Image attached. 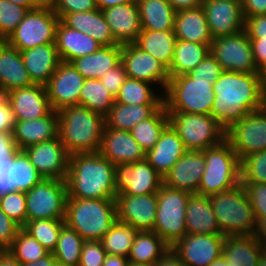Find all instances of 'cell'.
Returning a JSON list of instances; mask_svg holds the SVG:
<instances>
[{
	"label": "cell",
	"instance_id": "obj_77",
	"mask_svg": "<svg viewBox=\"0 0 266 266\" xmlns=\"http://www.w3.org/2000/svg\"><path fill=\"white\" fill-rule=\"evenodd\" d=\"M46 266H65V265L56 262V263H46Z\"/></svg>",
	"mask_w": 266,
	"mask_h": 266
},
{
	"label": "cell",
	"instance_id": "obj_30",
	"mask_svg": "<svg viewBox=\"0 0 266 266\" xmlns=\"http://www.w3.org/2000/svg\"><path fill=\"white\" fill-rule=\"evenodd\" d=\"M55 44L60 61L65 62L91 54L102 46L89 35L67 27L61 20L57 25Z\"/></svg>",
	"mask_w": 266,
	"mask_h": 266
},
{
	"label": "cell",
	"instance_id": "obj_41",
	"mask_svg": "<svg viewBox=\"0 0 266 266\" xmlns=\"http://www.w3.org/2000/svg\"><path fill=\"white\" fill-rule=\"evenodd\" d=\"M114 103L115 97L103 86L99 79H85L80 90V106L87 107L105 118Z\"/></svg>",
	"mask_w": 266,
	"mask_h": 266
},
{
	"label": "cell",
	"instance_id": "obj_20",
	"mask_svg": "<svg viewBox=\"0 0 266 266\" xmlns=\"http://www.w3.org/2000/svg\"><path fill=\"white\" fill-rule=\"evenodd\" d=\"M202 7L213 38L244 30L241 0H203Z\"/></svg>",
	"mask_w": 266,
	"mask_h": 266
},
{
	"label": "cell",
	"instance_id": "obj_11",
	"mask_svg": "<svg viewBox=\"0 0 266 266\" xmlns=\"http://www.w3.org/2000/svg\"><path fill=\"white\" fill-rule=\"evenodd\" d=\"M59 21L52 8L29 10L5 41L20 51L46 43H55Z\"/></svg>",
	"mask_w": 266,
	"mask_h": 266
},
{
	"label": "cell",
	"instance_id": "obj_29",
	"mask_svg": "<svg viewBox=\"0 0 266 266\" xmlns=\"http://www.w3.org/2000/svg\"><path fill=\"white\" fill-rule=\"evenodd\" d=\"M21 56L34 84L45 85L60 62L55 43H46L23 50Z\"/></svg>",
	"mask_w": 266,
	"mask_h": 266
},
{
	"label": "cell",
	"instance_id": "obj_64",
	"mask_svg": "<svg viewBox=\"0 0 266 266\" xmlns=\"http://www.w3.org/2000/svg\"><path fill=\"white\" fill-rule=\"evenodd\" d=\"M152 266H186L171 250Z\"/></svg>",
	"mask_w": 266,
	"mask_h": 266
},
{
	"label": "cell",
	"instance_id": "obj_52",
	"mask_svg": "<svg viewBox=\"0 0 266 266\" xmlns=\"http://www.w3.org/2000/svg\"><path fill=\"white\" fill-rule=\"evenodd\" d=\"M243 185L255 218H266V184L257 182H241Z\"/></svg>",
	"mask_w": 266,
	"mask_h": 266
},
{
	"label": "cell",
	"instance_id": "obj_74",
	"mask_svg": "<svg viewBox=\"0 0 266 266\" xmlns=\"http://www.w3.org/2000/svg\"><path fill=\"white\" fill-rule=\"evenodd\" d=\"M261 75H262L263 86L264 88H266V68H264V70L261 71Z\"/></svg>",
	"mask_w": 266,
	"mask_h": 266
},
{
	"label": "cell",
	"instance_id": "obj_31",
	"mask_svg": "<svg viewBox=\"0 0 266 266\" xmlns=\"http://www.w3.org/2000/svg\"><path fill=\"white\" fill-rule=\"evenodd\" d=\"M174 34L177 40L211 45V36L203 7L184 9L175 14Z\"/></svg>",
	"mask_w": 266,
	"mask_h": 266
},
{
	"label": "cell",
	"instance_id": "obj_39",
	"mask_svg": "<svg viewBox=\"0 0 266 266\" xmlns=\"http://www.w3.org/2000/svg\"><path fill=\"white\" fill-rule=\"evenodd\" d=\"M210 53V45L177 40L168 69L169 77L187 74Z\"/></svg>",
	"mask_w": 266,
	"mask_h": 266
},
{
	"label": "cell",
	"instance_id": "obj_13",
	"mask_svg": "<svg viewBox=\"0 0 266 266\" xmlns=\"http://www.w3.org/2000/svg\"><path fill=\"white\" fill-rule=\"evenodd\" d=\"M225 139L241 161L250 153L266 150V112L259 109L246 114L225 132Z\"/></svg>",
	"mask_w": 266,
	"mask_h": 266
},
{
	"label": "cell",
	"instance_id": "obj_75",
	"mask_svg": "<svg viewBox=\"0 0 266 266\" xmlns=\"http://www.w3.org/2000/svg\"><path fill=\"white\" fill-rule=\"evenodd\" d=\"M127 266H152V265H149V264H140V263H133V262L128 261Z\"/></svg>",
	"mask_w": 266,
	"mask_h": 266
},
{
	"label": "cell",
	"instance_id": "obj_4",
	"mask_svg": "<svg viewBox=\"0 0 266 266\" xmlns=\"http://www.w3.org/2000/svg\"><path fill=\"white\" fill-rule=\"evenodd\" d=\"M116 220L115 199L66 200L65 224L84 240H101Z\"/></svg>",
	"mask_w": 266,
	"mask_h": 266
},
{
	"label": "cell",
	"instance_id": "obj_57",
	"mask_svg": "<svg viewBox=\"0 0 266 266\" xmlns=\"http://www.w3.org/2000/svg\"><path fill=\"white\" fill-rule=\"evenodd\" d=\"M19 151L20 149L15 143L13 133L0 132V164L13 162V159L19 153Z\"/></svg>",
	"mask_w": 266,
	"mask_h": 266
},
{
	"label": "cell",
	"instance_id": "obj_3",
	"mask_svg": "<svg viewBox=\"0 0 266 266\" xmlns=\"http://www.w3.org/2000/svg\"><path fill=\"white\" fill-rule=\"evenodd\" d=\"M105 118L87 107L74 105L58 111V136L69 155L97 153Z\"/></svg>",
	"mask_w": 266,
	"mask_h": 266
},
{
	"label": "cell",
	"instance_id": "obj_1",
	"mask_svg": "<svg viewBox=\"0 0 266 266\" xmlns=\"http://www.w3.org/2000/svg\"><path fill=\"white\" fill-rule=\"evenodd\" d=\"M211 116L227 130L252 111L262 109L264 86L261 73L223 70L213 84Z\"/></svg>",
	"mask_w": 266,
	"mask_h": 266
},
{
	"label": "cell",
	"instance_id": "obj_72",
	"mask_svg": "<svg viewBox=\"0 0 266 266\" xmlns=\"http://www.w3.org/2000/svg\"><path fill=\"white\" fill-rule=\"evenodd\" d=\"M208 266H230V265L227 263L225 258L221 256L215 261H213L211 264H209Z\"/></svg>",
	"mask_w": 266,
	"mask_h": 266
},
{
	"label": "cell",
	"instance_id": "obj_48",
	"mask_svg": "<svg viewBox=\"0 0 266 266\" xmlns=\"http://www.w3.org/2000/svg\"><path fill=\"white\" fill-rule=\"evenodd\" d=\"M28 12L27 7L0 0V41L8 38Z\"/></svg>",
	"mask_w": 266,
	"mask_h": 266
},
{
	"label": "cell",
	"instance_id": "obj_73",
	"mask_svg": "<svg viewBox=\"0 0 266 266\" xmlns=\"http://www.w3.org/2000/svg\"><path fill=\"white\" fill-rule=\"evenodd\" d=\"M258 266H266V249L264 250L259 259Z\"/></svg>",
	"mask_w": 266,
	"mask_h": 266
},
{
	"label": "cell",
	"instance_id": "obj_35",
	"mask_svg": "<svg viewBox=\"0 0 266 266\" xmlns=\"http://www.w3.org/2000/svg\"><path fill=\"white\" fill-rule=\"evenodd\" d=\"M176 41L174 30H142L134 44L169 69L174 56Z\"/></svg>",
	"mask_w": 266,
	"mask_h": 266
},
{
	"label": "cell",
	"instance_id": "obj_18",
	"mask_svg": "<svg viewBox=\"0 0 266 266\" xmlns=\"http://www.w3.org/2000/svg\"><path fill=\"white\" fill-rule=\"evenodd\" d=\"M121 63L129 78L151 84L158 82L165 90L170 79L168 69L134 43L122 44Z\"/></svg>",
	"mask_w": 266,
	"mask_h": 266
},
{
	"label": "cell",
	"instance_id": "obj_25",
	"mask_svg": "<svg viewBox=\"0 0 266 266\" xmlns=\"http://www.w3.org/2000/svg\"><path fill=\"white\" fill-rule=\"evenodd\" d=\"M187 151L184 142L169 124L155 146L146 152L145 159L163 177Z\"/></svg>",
	"mask_w": 266,
	"mask_h": 266
},
{
	"label": "cell",
	"instance_id": "obj_69",
	"mask_svg": "<svg viewBox=\"0 0 266 266\" xmlns=\"http://www.w3.org/2000/svg\"><path fill=\"white\" fill-rule=\"evenodd\" d=\"M56 259L52 252H49L44 257L40 258L37 262L32 261L29 263L21 264V266H46V263H56Z\"/></svg>",
	"mask_w": 266,
	"mask_h": 266
},
{
	"label": "cell",
	"instance_id": "obj_24",
	"mask_svg": "<svg viewBox=\"0 0 266 266\" xmlns=\"http://www.w3.org/2000/svg\"><path fill=\"white\" fill-rule=\"evenodd\" d=\"M118 44L134 43L142 31L137 2L101 10Z\"/></svg>",
	"mask_w": 266,
	"mask_h": 266
},
{
	"label": "cell",
	"instance_id": "obj_6",
	"mask_svg": "<svg viewBox=\"0 0 266 266\" xmlns=\"http://www.w3.org/2000/svg\"><path fill=\"white\" fill-rule=\"evenodd\" d=\"M164 92L167 113L211 114L215 93L210 81L193 80L182 74L171 77Z\"/></svg>",
	"mask_w": 266,
	"mask_h": 266
},
{
	"label": "cell",
	"instance_id": "obj_71",
	"mask_svg": "<svg viewBox=\"0 0 266 266\" xmlns=\"http://www.w3.org/2000/svg\"><path fill=\"white\" fill-rule=\"evenodd\" d=\"M17 5L27 7L29 10L37 8L30 0H9Z\"/></svg>",
	"mask_w": 266,
	"mask_h": 266
},
{
	"label": "cell",
	"instance_id": "obj_33",
	"mask_svg": "<svg viewBox=\"0 0 266 266\" xmlns=\"http://www.w3.org/2000/svg\"><path fill=\"white\" fill-rule=\"evenodd\" d=\"M122 45L101 46L97 51L71 61L85 79H100L121 62Z\"/></svg>",
	"mask_w": 266,
	"mask_h": 266
},
{
	"label": "cell",
	"instance_id": "obj_54",
	"mask_svg": "<svg viewBox=\"0 0 266 266\" xmlns=\"http://www.w3.org/2000/svg\"><path fill=\"white\" fill-rule=\"evenodd\" d=\"M53 11L61 20L66 14L97 9L95 0H55Z\"/></svg>",
	"mask_w": 266,
	"mask_h": 266
},
{
	"label": "cell",
	"instance_id": "obj_63",
	"mask_svg": "<svg viewBox=\"0 0 266 266\" xmlns=\"http://www.w3.org/2000/svg\"><path fill=\"white\" fill-rule=\"evenodd\" d=\"M177 12L184 9H194L202 6L203 0H167Z\"/></svg>",
	"mask_w": 266,
	"mask_h": 266
},
{
	"label": "cell",
	"instance_id": "obj_2",
	"mask_svg": "<svg viewBox=\"0 0 266 266\" xmlns=\"http://www.w3.org/2000/svg\"><path fill=\"white\" fill-rule=\"evenodd\" d=\"M67 198L115 199V165L97 153L69 156Z\"/></svg>",
	"mask_w": 266,
	"mask_h": 266
},
{
	"label": "cell",
	"instance_id": "obj_51",
	"mask_svg": "<svg viewBox=\"0 0 266 266\" xmlns=\"http://www.w3.org/2000/svg\"><path fill=\"white\" fill-rule=\"evenodd\" d=\"M222 71L221 65L214 56L209 53L193 70L187 73V75L193 80L210 81V83L214 84L220 77Z\"/></svg>",
	"mask_w": 266,
	"mask_h": 266
},
{
	"label": "cell",
	"instance_id": "obj_12",
	"mask_svg": "<svg viewBox=\"0 0 266 266\" xmlns=\"http://www.w3.org/2000/svg\"><path fill=\"white\" fill-rule=\"evenodd\" d=\"M210 53L221 65L222 70L240 73H261L257 68L245 30L213 38Z\"/></svg>",
	"mask_w": 266,
	"mask_h": 266
},
{
	"label": "cell",
	"instance_id": "obj_23",
	"mask_svg": "<svg viewBox=\"0 0 266 266\" xmlns=\"http://www.w3.org/2000/svg\"><path fill=\"white\" fill-rule=\"evenodd\" d=\"M114 165L136 163L145 159L146 152L132 137L130 131L115 130L104 125L98 151Z\"/></svg>",
	"mask_w": 266,
	"mask_h": 266
},
{
	"label": "cell",
	"instance_id": "obj_10",
	"mask_svg": "<svg viewBox=\"0 0 266 266\" xmlns=\"http://www.w3.org/2000/svg\"><path fill=\"white\" fill-rule=\"evenodd\" d=\"M26 194V222L51 219L64 220L66 210V180L42 179Z\"/></svg>",
	"mask_w": 266,
	"mask_h": 266
},
{
	"label": "cell",
	"instance_id": "obj_68",
	"mask_svg": "<svg viewBox=\"0 0 266 266\" xmlns=\"http://www.w3.org/2000/svg\"><path fill=\"white\" fill-rule=\"evenodd\" d=\"M97 8L100 10L107 9L116 5L137 2V0H95Z\"/></svg>",
	"mask_w": 266,
	"mask_h": 266
},
{
	"label": "cell",
	"instance_id": "obj_61",
	"mask_svg": "<svg viewBox=\"0 0 266 266\" xmlns=\"http://www.w3.org/2000/svg\"><path fill=\"white\" fill-rule=\"evenodd\" d=\"M250 43L255 64L262 71L266 68V40L250 39Z\"/></svg>",
	"mask_w": 266,
	"mask_h": 266
},
{
	"label": "cell",
	"instance_id": "obj_19",
	"mask_svg": "<svg viewBox=\"0 0 266 266\" xmlns=\"http://www.w3.org/2000/svg\"><path fill=\"white\" fill-rule=\"evenodd\" d=\"M119 222L138 231H153L157 212V193L146 195H116Z\"/></svg>",
	"mask_w": 266,
	"mask_h": 266
},
{
	"label": "cell",
	"instance_id": "obj_36",
	"mask_svg": "<svg viewBox=\"0 0 266 266\" xmlns=\"http://www.w3.org/2000/svg\"><path fill=\"white\" fill-rule=\"evenodd\" d=\"M170 246L154 231H138L131 246L128 261L154 265L168 251Z\"/></svg>",
	"mask_w": 266,
	"mask_h": 266
},
{
	"label": "cell",
	"instance_id": "obj_16",
	"mask_svg": "<svg viewBox=\"0 0 266 266\" xmlns=\"http://www.w3.org/2000/svg\"><path fill=\"white\" fill-rule=\"evenodd\" d=\"M22 151L44 179L66 180L70 155L59 136L30 145Z\"/></svg>",
	"mask_w": 266,
	"mask_h": 266
},
{
	"label": "cell",
	"instance_id": "obj_5",
	"mask_svg": "<svg viewBox=\"0 0 266 266\" xmlns=\"http://www.w3.org/2000/svg\"><path fill=\"white\" fill-rule=\"evenodd\" d=\"M224 236H252L257 220L247 193L240 183L232 189L209 196Z\"/></svg>",
	"mask_w": 266,
	"mask_h": 266
},
{
	"label": "cell",
	"instance_id": "obj_15",
	"mask_svg": "<svg viewBox=\"0 0 266 266\" xmlns=\"http://www.w3.org/2000/svg\"><path fill=\"white\" fill-rule=\"evenodd\" d=\"M224 235L186 234L170 250L186 266H208L222 256Z\"/></svg>",
	"mask_w": 266,
	"mask_h": 266
},
{
	"label": "cell",
	"instance_id": "obj_67",
	"mask_svg": "<svg viewBox=\"0 0 266 266\" xmlns=\"http://www.w3.org/2000/svg\"><path fill=\"white\" fill-rule=\"evenodd\" d=\"M128 258L120 255L107 254L102 266H127Z\"/></svg>",
	"mask_w": 266,
	"mask_h": 266
},
{
	"label": "cell",
	"instance_id": "obj_21",
	"mask_svg": "<svg viewBox=\"0 0 266 266\" xmlns=\"http://www.w3.org/2000/svg\"><path fill=\"white\" fill-rule=\"evenodd\" d=\"M205 156L202 151L188 150L163 176V185L183 190L189 193H198V188L204 174Z\"/></svg>",
	"mask_w": 266,
	"mask_h": 266
},
{
	"label": "cell",
	"instance_id": "obj_32",
	"mask_svg": "<svg viewBox=\"0 0 266 266\" xmlns=\"http://www.w3.org/2000/svg\"><path fill=\"white\" fill-rule=\"evenodd\" d=\"M61 21L69 28L78 30L95 39L102 46L118 44L100 9L66 14Z\"/></svg>",
	"mask_w": 266,
	"mask_h": 266
},
{
	"label": "cell",
	"instance_id": "obj_9",
	"mask_svg": "<svg viewBox=\"0 0 266 266\" xmlns=\"http://www.w3.org/2000/svg\"><path fill=\"white\" fill-rule=\"evenodd\" d=\"M168 117L187 150L203 151L225 140L226 130L211 115L168 113Z\"/></svg>",
	"mask_w": 266,
	"mask_h": 266
},
{
	"label": "cell",
	"instance_id": "obj_38",
	"mask_svg": "<svg viewBox=\"0 0 266 266\" xmlns=\"http://www.w3.org/2000/svg\"><path fill=\"white\" fill-rule=\"evenodd\" d=\"M162 104L129 105L115 102L105 117V125L115 130L130 131L139 122L149 118Z\"/></svg>",
	"mask_w": 266,
	"mask_h": 266
},
{
	"label": "cell",
	"instance_id": "obj_46",
	"mask_svg": "<svg viewBox=\"0 0 266 266\" xmlns=\"http://www.w3.org/2000/svg\"><path fill=\"white\" fill-rule=\"evenodd\" d=\"M21 263L37 262L49 253L35 238L22 228L18 231L13 244L7 249Z\"/></svg>",
	"mask_w": 266,
	"mask_h": 266
},
{
	"label": "cell",
	"instance_id": "obj_50",
	"mask_svg": "<svg viewBox=\"0 0 266 266\" xmlns=\"http://www.w3.org/2000/svg\"><path fill=\"white\" fill-rule=\"evenodd\" d=\"M0 207L21 228L26 223V194L13 190L0 196Z\"/></svg>",
	"mask_w": 266,
	"mask_h": 266
},
{
	"label": "cell",
	"instance_id": "obj_40",
	"mask_svg": "<svg viewBox=\"0 0 266 266\" xmlns=\"http://www.w3.org/2000/svg\"><path fill=\"white\" fill-rule=\"evenodd\" d=\"M168 125V113L162 104L149 118L139 122L130 132L140 147L147 152L155 146Z\"/></svg>",
	"mask_w": 266,
	"mask_h": 266
},
{
	"label": "cell",
	"instance_id": "obj_53",
	"mask_svg": "<svg viewBox=\"0 0 266 266\" xmlns=\"http://www.w3.org/2000/svg\"><path fill=\"white\" fill-rule=\"evenodd\" d=\"M106 256L100 240H85L78 266H102Z\"/></svg>",
	"mask_w": 266,
	"mask_h": 266
},
{
	"label": "cell",
	"instance_id": "obj_45",
	"mask_svg": "<svg viewBox=\"0 0 266 266\" xmlns=\"http://www.w3.org/2000/svg\"><path fill=\"white\" fill-rule=\"evenodd\" d=\"M64 225V220L40 219L26 222L22 229L53 253Z\"/></svg>",
	"mask_w": 266,
	"mask_h": 266
},
{
	"label": "cell",
	"instance_id": "obj_42",
	"mask_svg": "<svg viewBox=\"0 0 266 266\" xmlns=\"http://www.w3.org/2000/svg\"><path fill=\"white\" fill-rule=\"evenodd\" d=\"M85 240L66 224L62 227L53 255L56 261L65 266H78Z\"/></svg>",
	"mask_w": 266,
	"mask_h": 266
},
{
	"label": "cell",
	"instance_id": "obj_76",
	"mask_svg": "<svg viewBox=\"0 0 266 266\" xmlns=\"http://www.w3.org/2000/svg\"><path fill=\"white\" fill-rule=\"evenodd\" d=\"M262 108L265 110L266 112V88H264V93H263V105Z\"/></svg>",
	"mask_w": 266,
	"mask_h": 266
},
{
	"label": "cell",
	"instance_id": "obj_14",
	"mask_svg": "<svg viewBox=\"0 0 266 266\" xmlns=\"http://www.w3.org/2000/svg\"><path fill=\"white\" fill-rule=\"evenodd\" d=\"M117 195H146L157 193L163 177L144 159L136 163L115 165Z\"/></svg>",
	"mask_w": 266,
	"mask_h": 266
},
{
	"label": "cell",
	"instance_id": "obj_47",
	"mask_svg": "<svg viewBox=\"0 0 266 266\" xmlns=\"http://www.w3.org/2000/svg\"><path fill=\"white\" fill-rule=\"evenodd\" d=\"M12 163L14 190L27 192L43 179L22 150L15 156Z\"/></svg>",
	"mask_w": 266,
	"mask_h": 266
},
{
	"label": "cell",
	"instance_id": "obj_56",
	"mask_svg": "<svg viewBox=\"0 0 266 266\" xmlns=\"http://www.w3.org/2000/svg\"><path fill=\"white\" fill-rule=\"evenodd\" d=\"M127 77L125 68L120 62L116 67L105 72L99 80L103 86L116 97Z\"/></svg>",
	"mask_w": 266,
	"mask_h": 266
},
{
	"label": "cell",
	"instance_id": "obj_17",
	"mask_svg": "<svg viewBox=\"0 0 266 266\" xmlns=\"http://www.w3.org/2000/svg\"><path fill=\"white\" fill-rule=\"evenodd\" d=\"M85 78L71 62L60 61L57 69L45 84L51 109L59 111L67 106L79 105L80 90Z\"/></svg>",
	"mask_w": 266,
	"mask_h": 266
},
{
	"label": "cell",
	"instance_id": "obj_66",
	"mask_svg": "<svg viewBox=\"0 0 266 266\" xmlns=\"http://www.w3.org/2000/svg\"><path fill=\"white\" fill-rule=\"evenodd\" d=\"M0 266H21L9 250H0Z\"/></svg>",
	"mask_w": 266,
	"mask_h": 266
},
{
	"label": "cell",
	"instance_id": "obj_60",
	"mask_svg": "<svg viewBox=\"0 0 266 266\" xmlns=\"http://www.w3.org/2000/svg\"><path fill=\"white\" fill-rule=\"evenodd\" d=\"M13 163L0 164V196L14 190Z\"/></svg>",
	"mask_w": 266,
	"mask_h": 266
},
{
	"label": "cell",
	"instance_id": "obj_28",
	"mask_svg": "<svg viewBox=\"0 0 266 266\" xmlns=\"http://www.w3.org/2000/svg\"><path fill=\"white\" fill-rule=\"evenodd\" d=\"M185 221L187 234L223 235L209 196L190 193Z\"/></svg>",
	"mask_w": 266,
	"mask_h": 266
},
{
	"label": "cell",
	"instance_id": "obj_62",
	"mask_svg": "<svg viewBox=\"0 0 266 266\" xmlns=\"http://www.w3.org/2000/svg\"><path fill=\"white\" fill-rule=\"evenodd\" d=\"M244 18L266 15V0H241Z\"/></svg>",
	"mask_w": 266,
	"mask_h": 266
},
{
	"label": "cell",
	"instance_id": "obj_49",
	"mask_svg": "<svg viewBox=\"0 0 266 266\" xmlns=\"http://www.w3.org/2000/svg\"><path fill=\"white\" fill-rule=\"evenodd\" d=\"M241 182L266 184V150L250 153L240 161Z\"/></svg>",
	"mask_w": 266,
	"mask_h": 266
},
{
	"label": "cell",
	"instance_id": "obj_65",
	"mask_svg": "<svg viewBox=\"0 0 266 266\" xmlns=\"http://www.w3.org/2000/svg\"><path fill=\"white\" fill-rule=\"evenodd\" d=\"M257 226L254 236L266 247V218H257Z\"/></svg>",
	"mask_w": 266,
	"mask_h": 266
},
{
	"label": "cell",
	"instance_id": "obj_37",
	"mask_svg": "<svg viewBox=\"0 0 266 266\" xmlns=\"http://www.w3.org/2000/svg\"><path fill=\"white\" fill-rule=\"evenodd\" d=\"M142 30H174L176 11L167 0H137Z\"/></svg>",
	"mask_w": 266,
	"mask_h": 266
},
{
	"label": "cell",
	"instance_id": "obj_7",
	"mask_svg": "<svg viewBox=\"0 0 266 266\" xmlns=\"http://www.w3.org/2000/svg\"><path fill=\"white\" fill-rule=\"evenodd\" d=\"M202 152L205 156V169L198 194L210 196L241 183L240 160L226 139Z\"/></svg>",
	"mask_w": 266,
	"mask_h": 266
},
{
	"label": "cell",
	"instance_id": "obj_27",
	"mask_svg": "<svg viewBox=\"0 0 266 266\" xmlns=\"http://www.w3.org/2000/svg\"><path fill=\"white\" fill-rule=\"evenodd\" d=\"M56 137H58V111L54 110L38 119L17 120L13 128V138L20 150Z\"/></svg>",
	"mask_w": 266,
	"mask_h": 266
},
{
	"label": "cell",
	"instance_id": "obj_34",
	"mask_svg": "<svg viewBox=\"0 0 266 266\" xmlns=\"http://www.w3.org/2000/svg\"><path fill=\"white\" fill-rule=\"evenodd\" d=\"M266 247L252 236H225L222 256L230 266H258Z\"/></svg>",
	"mask_w": 266,
	"mask_h": 266
},
{
	"label": "cell",
	"instance_id": "obj_8",
	"mask_svg": "<svg viewBox=\"0 0 266 266\" xmlns=\"http://www.w3.org/2000/svg\"><path fill=\"white\" fill-rule=\"evenodd\" d=\"M190 193L162 184L157 192L156 232L170 247L187 234L186 207Z\"/></svg>",
	"mask_w": 266,
	"mask_h": 266
},
{
	"label": "cell",
	"instance_id": "obj_70",
	"mask_svg": "<svg viewBox=\"0 0 266 266\" xmlns=\"http://www.w3.org/2000/svg\"><path fill=\"white\" fill-rule=\"evenodd\" d=\"M37 8H53L55 0H30Z\"/></svg>",
	"mask_w": 266,
	"mask_h": 266
},
{
	"label": "cell",
	"instance_id": "obj_43",
	"mask_svg": "<svg viewBox=\"0 0 266 266\" xmlns=\"http://www.w3.org/2000/svg\"><path fill=\"white\" fill-rule=\"evenodd\" d=\"M137 232L132 226L116 220L100 241L107 254L127 258Z\"/></svg>",
	"mask_w": 266,
	"mask_h": 266
},
{
	"label": "cell",
	"instance_id": "obj_55",
	"mask_svg": "<svg viewBox=\"0 0 266 266\" xmlns=\"http://www.w3.org/2000/svg\"><path fill=\"white\" fill-rule=\"evenodd\" d=\"M21 227L14 222L0 207V250L8 249Z\"/></svg>",
	"mask_w": 266,
	"mask_h": 266
},
{
	"label": "cell",
	"instance_id": "obj_26",
	"mask_svg": "<svg viewBox=\"0 0 266 266\" xmlns=\"http://www.w3.org/2000/svg\"><path fill=\"white\" fill-rule=\"evenodd\" d=\"M34 83L24 65L21 51L10 46L5 40L0 41V94Z\"/></svg>",
	"mask_w": 266,
	"mask_h": 266
},
{
	"label": "cell",
	"instance_id": "obj_58",
	"mask_svg": "<svg viewBox=\"0 0 266 266\" xmlns=\"http://www.w3.org/2000/svg\"><path fill=\"white\" fill-rule=\"evenodd\" d=\"M249 39L266 40V15L247 17L245 19V28Z\"/></svg>",
	"mask_w": 266,
	"mask_h": 266
},
{
	"label": "cell",
	"instance_id": "obj_59",
	"mask_svg": "<svg viewBox=\"0 0 266 266\" xmlns=\"http://www.w3.org/2000/svg\"><path fill=\"white\" fill-rule=\"evenodd\" d=\"M17 122L10 103L5 95L0 94V132H11Z\"/></svg>",
	"mask_w": 266,
	"mask_h": 266
},
{
	"label": "cell",
	"instance_id": "obj_44",
	"mask_svg": "<svg viewBox=\"0 0 266 266\" xmlns=\"http://www.w3.org/2000/svg\"><path fill=\"white\" fill-rule=\"evenodd\" d=\"M151 83L127 77L115 97L121 104H163V97L157 96L149 87Z\"/></svg>",
	"mask_w": 266,
	"mask_h": 266
},
{
	"label": "cell",
	"instance_id": "obj_22",
	"mask_svg": "<svg viewBox=\"0 0 266 266\" xmlns=\"http://www.w3.org/2000/svg\"><path fill=\"white\" fill-rule=\"evenodd\" d=\"M17 120H33L47 116L51 106L45 85L33 84L5 94Z\"/></svg>",
	"mask_w": 266,
	"mask_h": 266
}]
</instances>
